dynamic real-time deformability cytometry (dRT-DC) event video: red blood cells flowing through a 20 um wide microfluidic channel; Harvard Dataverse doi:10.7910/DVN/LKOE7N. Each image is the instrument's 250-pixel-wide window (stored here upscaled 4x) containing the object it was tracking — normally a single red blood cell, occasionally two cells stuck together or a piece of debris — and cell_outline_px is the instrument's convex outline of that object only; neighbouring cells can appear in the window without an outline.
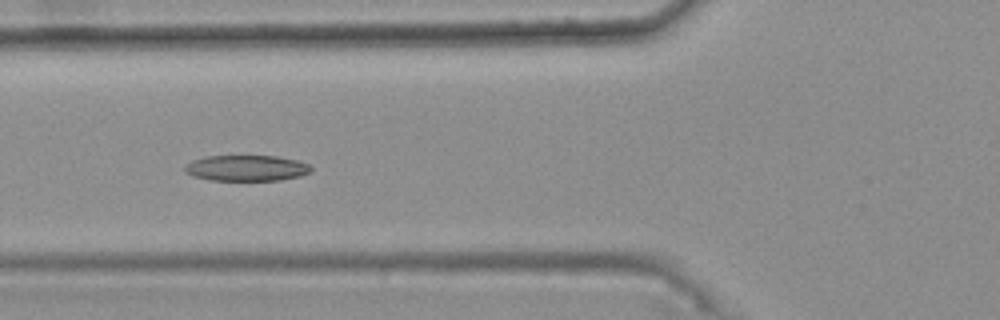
{"species": "common noctule bat (a hibernating species)", "species_latin": "Nyctalus noctula", "temperature_condition": "warm", "stored_images_in_passage": 46, "camera_frame_rate_fps": 3000, "um_per_image_px": 0.085, "animal": {"sex": "female", "body_mass_g": 25.1}, "frame": {"image": 1, "passage_image": 20, "time_ms": 6.333, "image_size_px": [1000, 320], "cell_outline_px": [[312, 172], [300, 176], [280, 180], [208, 180], [192, 176], [184, 172], [184, 168], [192, 160], [204, 156], [276, 156], [296, 160], [308, 164], [312, 168]], "centroid_in_image_um": [20.94, 14.29], "position_along_channel_um": 104.9, "area_um2": 19.07}, "authors_computed_cell_mechanics": {"area_um2": 19.5075, "velocity_mm_per_s": 3.7188, "shape_relaxation_time_tau1_ms": null, "shape_relaxation_time_tau2_ms": 6.7993, "deformation_change_tau1": null, "deformation_change_tau2": 0.1271}}